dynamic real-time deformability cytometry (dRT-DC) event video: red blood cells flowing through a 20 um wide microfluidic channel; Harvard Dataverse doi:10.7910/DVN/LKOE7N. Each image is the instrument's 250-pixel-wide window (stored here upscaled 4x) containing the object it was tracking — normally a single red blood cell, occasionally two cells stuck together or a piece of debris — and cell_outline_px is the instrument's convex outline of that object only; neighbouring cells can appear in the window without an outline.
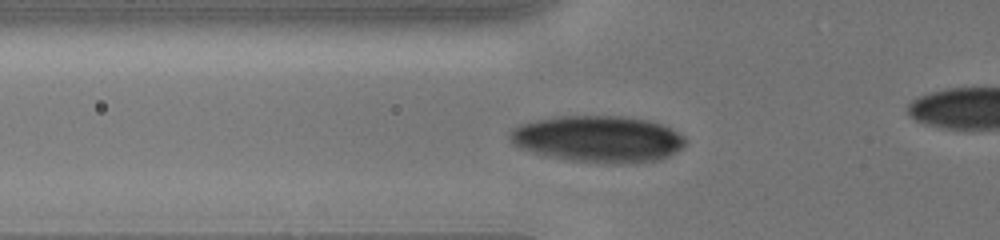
{"species": "human", "species_latin": "Homo sapiens", "temperature_condition": "cold", "stored_images_in_passage": 33, "camera_frame_rate_fps": 3000, "um_per_image_px": 0.085, "donor": {"sex": "male"}, "frame": {"image": 1, "passage_image": 2, "time_ms": 0.667, "image_size_px": [1000, 240], "cell_outline_px": [[688, 140], [676, 152], [660, 160], [632, 164], [620, 164], [572, 160], [536, 152], [524, 148], [516, 144], [512, 140], [512, 128], [520, 124], [532, 120], [556, 116], [624, 116], [652, 120], [664, 124], [684, 136]], "centroid_in_image_um": [50.95, 11.79], "position_along_channel_um": 74.8, "area_um2": 47.45}}
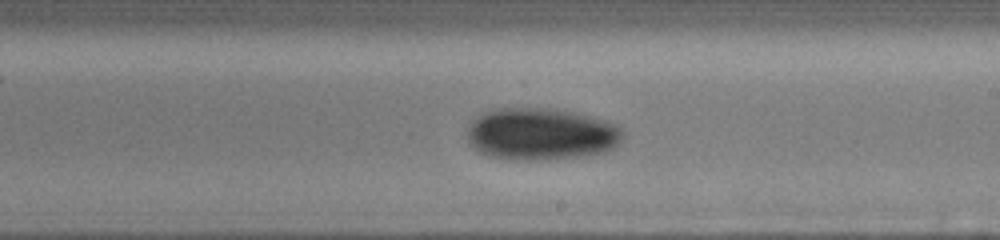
{"frame": {"image": 2, "passage_image": 16, "time_ms": 5.0, "image_size_px": [1000, 240], "cell_outline_px": [[624, 136], [620, 144], [608, 152], [584, 156], [540, 160], [508, 160], [488, 156], [480, 152], [468, 140], [468, 128], [472, 120], [484, 112], [500, 108], [552, 108], [576, 112], [592, 116], [616, 124], [624, 132]], "centroid_in_image_um": [46.04, 11.4], "position_along_channel_um": 243.0, "area_um2": 47.8}}
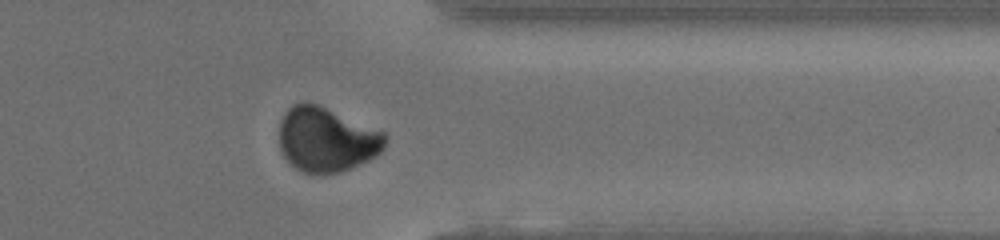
{"frame": {"image": 3, "passage_image": 27, "time_ms": 8.667, "image_size_px": [1000, 240], "cell_outline_px": [[388, 136], [384, 148], [376, 156], [360, 164], [340, 172], [304, 172], [296, 168], [284, 156], [280, 148], [280, 120], [284, 112], [292, 104], [308, 100], [384, 132]], "centroid_in_image_um": [27.75, 11.82], "position_along_channel_um": 383.6, "area_um2": 39.71}, "authors_computed_cell_mechanics": {"area_um2": 45.7198, "velocity_mm_per_s": 3.919, "shape_relaxation_time_tau1_ms": 1.996, "shape_relaxation_time_tau2_ms": null, "deformation_change_tau1": 0.0627, "deformation_change_tau2": null}}